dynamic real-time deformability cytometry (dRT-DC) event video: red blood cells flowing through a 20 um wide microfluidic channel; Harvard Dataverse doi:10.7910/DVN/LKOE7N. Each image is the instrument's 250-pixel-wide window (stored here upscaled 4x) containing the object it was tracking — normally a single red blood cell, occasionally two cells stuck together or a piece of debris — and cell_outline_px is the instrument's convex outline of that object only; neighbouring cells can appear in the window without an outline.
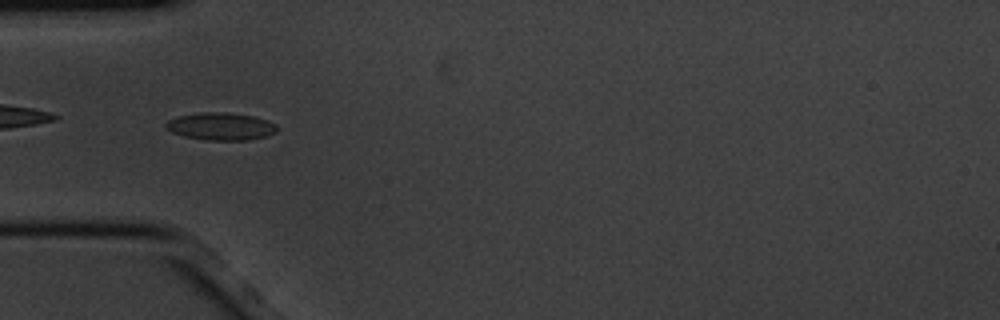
{"species": "common noctule bat (a hibernating species)", "species_latin": "Nyctalus noctula", "temperature_condition": "cold", "stored_images_in_passage": 7, "camera_frame_rate_fps": 3000, "um_per_image_px": 0.085, "animal": {"sex": "male", "body_mass_g": 20.1, "forearm_length_mm": 53.5}, "frame": {"image": 1, "passage_image": 4, "time_ms": 1.0, "image_size_px": [1000, 320], "cell_outline_px": [[276, 132], [268, 136], [248, 140], [208, 140], [184, 136], [172, 132], [164, 128], [164, 124], [168, 120], [176, 116], [200, 112], [224, 112], [252, 116], [268, 120], [276, 124]], "centroid_in_image_um": [18.74, 10.74], "position_along_channel_um": 66.3, "area_um2": 17.92}}
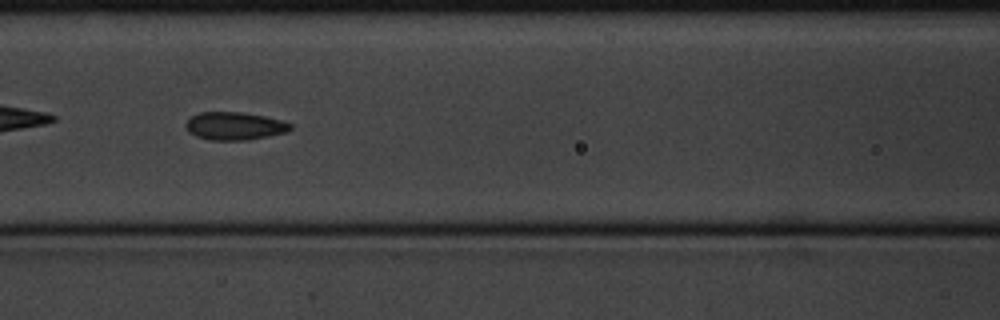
{"frame": {"image": 2, "passage_image": 6, "time_ms": 1.667, "image_size_px": [1000, 320], "cell_outline_px": [[292, 128], [284, 132], [268, 136], [248, 140], [208, 140], [196, 136], [188, 132], [184, 124], [192, 116], [200, 112], [240, 112], [264, 116], [280, 120], [292, 124]], "centroid_in_image_um": [19.9, 10.71], "position_along_channel_um": 146.7, "area_um2": 16.94}}
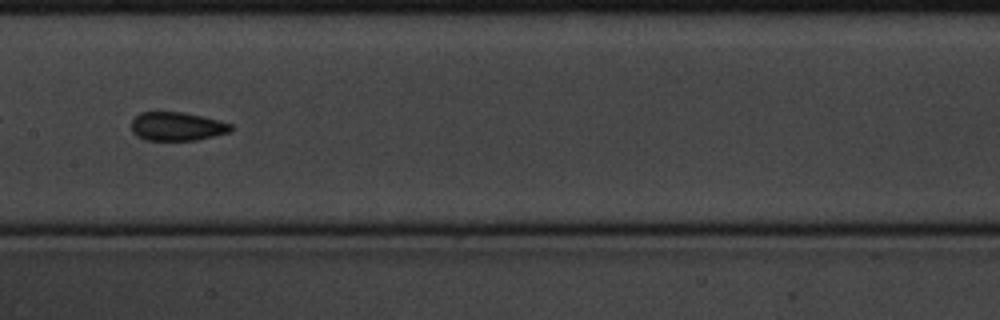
{"frame": {"image": 3, "passage_image": 7, "time_ms": 2.0, "image_size_px": [1000, 320], "cell_outline_px": [[232, 128], [228, 132], [196, 140], [144, 140], [136, 136], [132, 132], [132, 120], [140, 112], [180, 112], [204, 116], [232, 124]], "centroid_in_image_um": [15.01, 10.74], "position_along_channel_um": 192.4, "area_um2": 16.53}}